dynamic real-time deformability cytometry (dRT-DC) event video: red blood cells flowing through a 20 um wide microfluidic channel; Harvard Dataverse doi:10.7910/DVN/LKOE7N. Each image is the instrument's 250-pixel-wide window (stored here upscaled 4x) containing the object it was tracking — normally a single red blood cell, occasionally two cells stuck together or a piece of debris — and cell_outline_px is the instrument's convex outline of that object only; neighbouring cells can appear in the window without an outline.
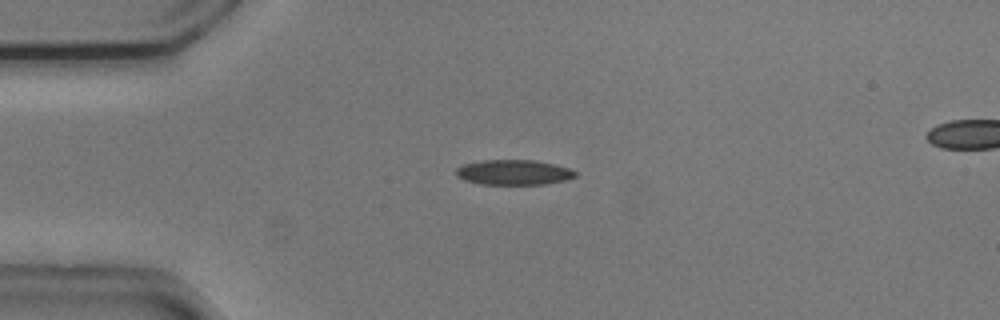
{"species": "common noctule bat (a hibernating species)", "species_latin": "Nyctalus noctula", "temperature_condition": "cold", "stored_images_in_passage": 42, "camera_frame_rate_fps": 3000, "um_per_image_px": 0.085, "animal": {"sex": "male", "body_mass_g": 20.5, "forearm_length_mm": 52.5}, "frame": {"image": 1, "passage_image": 1, "time_ms": 0.0, "image_size_px": [1000, 320], "cell_outline_px": [[576, 176], [564, 180], [544, 184], [480, 184], [464, 180], [456, 176], [456, 168], [464, 164], [480, 160], [536, 160], [568, 168], [576, 172]], "centroid_in_image_um": [43.61, 14.64], "position_along_channel_um": 41.4, "area_um2": 17.34}}
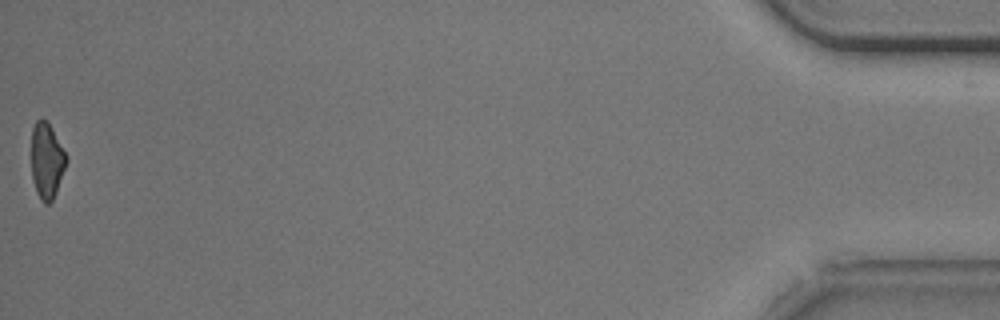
{"frame": {"image": 2, "passage_image": 42, "time_ms": 13.667, "image_size_px": [1000, 320], "cell_outline_px": [[68, 160], [56, 192], [52, 200], [48, 204], [44, 204], [40, 200], [36, 192], [32, 180], [32, 128], [36, 120], [40, 116], [48, 120], [68, 156]], "centroid_in_image_um": [3.98, 13.62], "position_along_channel_um": 431.2, "area_um2": 15.78}, "authors_computed_cell_mechanics": {"area_um2": 17.7446, "velocity_mm_per_s": 3.7411, "shape_relaxation_time_tau1_ms": 10.6373, "shape_relaxation_time_tau2_ms": null, "deformation_change_tau1": 0.1636, "deformation_change_tau2": null}}